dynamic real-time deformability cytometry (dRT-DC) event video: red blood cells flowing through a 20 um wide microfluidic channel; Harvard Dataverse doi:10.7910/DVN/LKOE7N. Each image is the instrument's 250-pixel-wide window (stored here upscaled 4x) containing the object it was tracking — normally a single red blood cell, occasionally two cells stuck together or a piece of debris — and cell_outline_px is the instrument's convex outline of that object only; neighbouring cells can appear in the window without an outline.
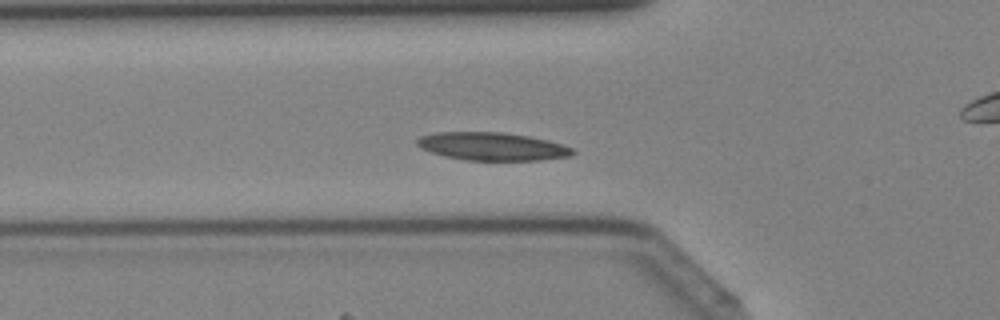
{"species": "Egyptian fruit bat (a non-hibernating species)", "species_latin": "Rousettus aegyptiacus", "temperature_condition": "cold", "stored_images_in_passage": 26, "camera_frame_rate_fps": 3000, "um_per_image_px": 0.085, "animal": {"sex": "female"}, "frame": {"image": 1, "passage_image": 15, "time_ms": 4.667, "image_size_px": [1000, 320], "cell_outline_px": [[576, 152], [572, 156], [540, 160], [464, 160], [444, 156], [432, 152], [416, 144], [416, 140], [420, 136], [440, 132], [504, 132], [528, 136], [548, 140], [564, 144], [572, 148]], "centroid_in_image_um": [41.89, 12.44], "position_along_channel_um": 83.9, "area_um2": 25.37}}
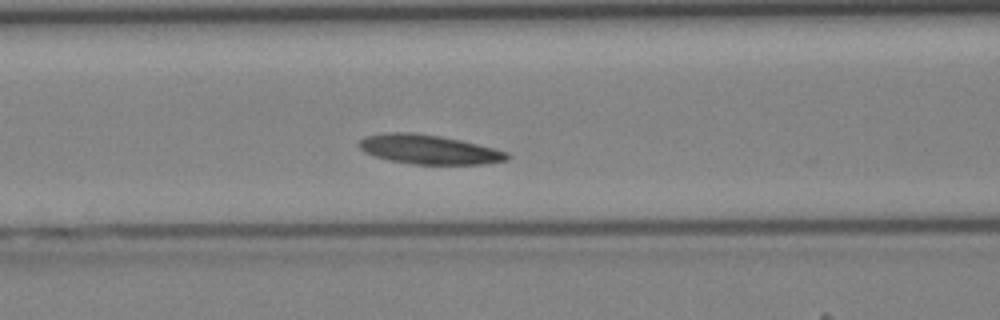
{"frame": {"image": 2, "passage_image": 18, "time_ms": 5.667, "image_size_px": [1000, 320], "cell_outline_px": [[512, 156], [508, 160], [484, 164], [412, 164], [388, 160], [364, 152], [356, 144], [364, 136], [388, 132], [412, 132], [440, 136], [460, 140], [508, 152]], "centroid_in_image_um": [36.43, 12.7], "position_along_channel_um": 130.2, "area_um2": 25.32}}
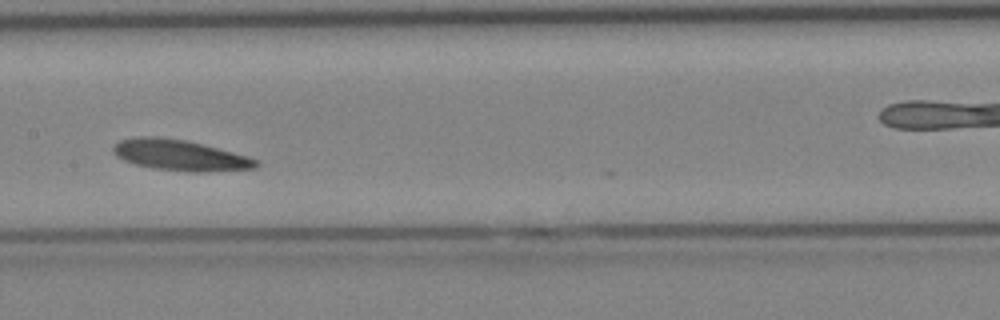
{"frame": {"image": 3, "passage_image": 22, "time_ms": 7.0, "image_size_px": [1000, 320], "cell_outline_px": [[260, 164], [256, 168], [204, 172], [192, 172], [152, 168], [136, 164], [124, 160], [116, 156], [112, 152], [112, 144], [120, 140], [136, 136], [160, 136], [188, 140], [248, 156], [260, 160]], "centroid_in_image_um": [15.29, 13.18], "position_along_channel_um": 192.1, "area_um2": 26.01}}